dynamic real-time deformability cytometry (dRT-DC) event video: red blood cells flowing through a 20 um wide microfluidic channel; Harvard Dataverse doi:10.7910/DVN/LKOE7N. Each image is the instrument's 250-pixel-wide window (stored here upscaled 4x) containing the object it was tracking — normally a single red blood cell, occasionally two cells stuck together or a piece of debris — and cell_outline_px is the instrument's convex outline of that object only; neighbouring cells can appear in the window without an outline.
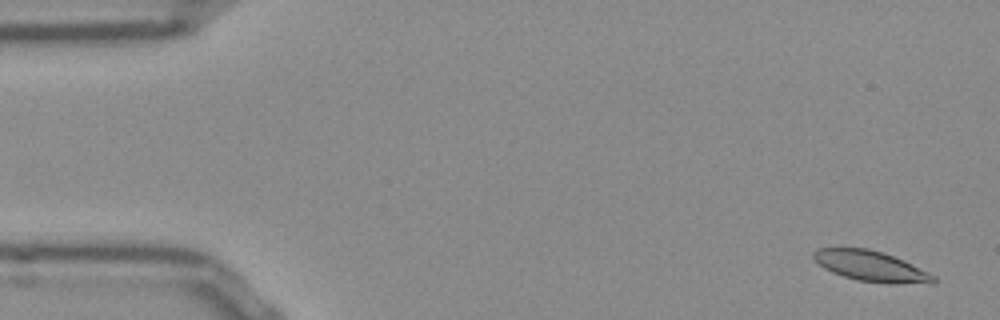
{"species": "Egyptian fruit bat (a non-hibernating species)", "species_latin": "Rousettus aegyptiacus", "temperature_condition": "room temperature", "stored_images_in_passage": 13, "camera_frame_rate_fps": 3000, "um_per_image_px": 0.085, "frame": {"image": 1, "passage_image": 1, "time_ms": 0.0, "image_size_px": [1000, 320], "cell_outline_px": [[936, 284], [888, 284], [856, 280], [832, 272], [824, 268], [812, 256], [812, 252], [820, 248], [868, 248], [892, 256], [936, 276]], "centroid_in_image_um": [74.05, 22.65], "position_along_channel_um": 10.9, "area_um2": 21.15}}
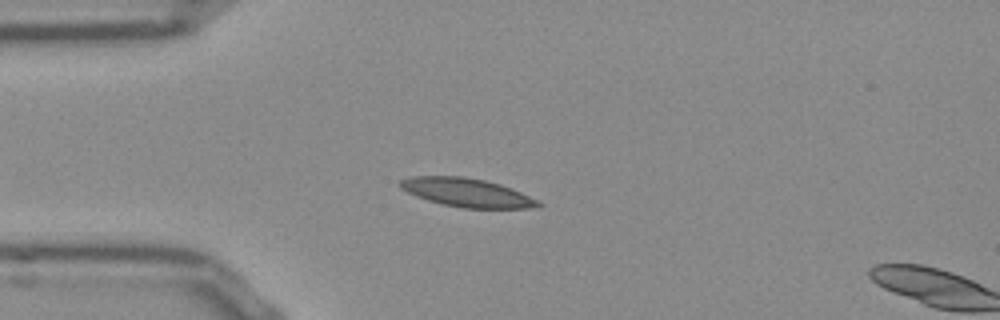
{"frame": {"image": 2, "passage_image": 12, "time_ms": 3.667, "image_size_px": [1000, 320], "cell_outline_px": [[544, 204], [528, 208], [460, 208], [440, 204], [416, 196], [400, 188], [396, 184], [400, 180], [412, 176], [464, 176], [484, 180], [500, 184], [512, 188]], "centroid_in_image_um": [39.62, 16.36], "position_along_channel_um": 45.4, "area_um2": 23.0}}